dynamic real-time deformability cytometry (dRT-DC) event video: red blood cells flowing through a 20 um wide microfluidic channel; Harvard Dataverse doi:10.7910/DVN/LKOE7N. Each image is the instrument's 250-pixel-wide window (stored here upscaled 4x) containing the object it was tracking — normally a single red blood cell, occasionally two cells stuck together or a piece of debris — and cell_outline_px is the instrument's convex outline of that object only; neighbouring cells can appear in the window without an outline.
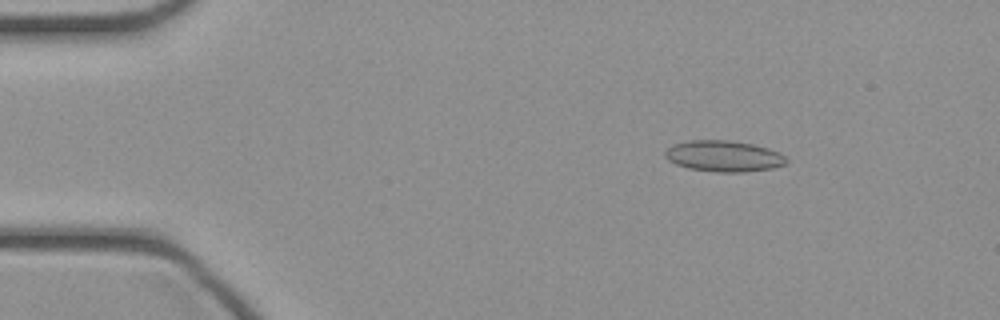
{"species": "common noctule bat (a hibernating species)", "species_latin": "Nyctalus noctula", "temperature_condition": "cold", "stored_images_in_passage": 43, "camera_frame_rate_fps": 3000, "um_per_image_px": 0.085, "animal": {"sex": "female", "body_mass_g": 21.9}, "frame": {"image": 1, "passage_image": 3, "time_ms": 0.667, "image_size_px": [1000, 320], "cell_outline_px": [[788, 160], [784, 164], [772, 168], [744, 172], [716, 172], [688, 168], [676, 164], [668, 160], [664, 156], [664, 152], [672, 144], [688, 140], [728, 140], [752, 144], [768, 148], [780, 152]], "centroid_in_image_um": [61.49, 13.26], "position_along_channel_um": 23.5, "area_um2": 22.02}}
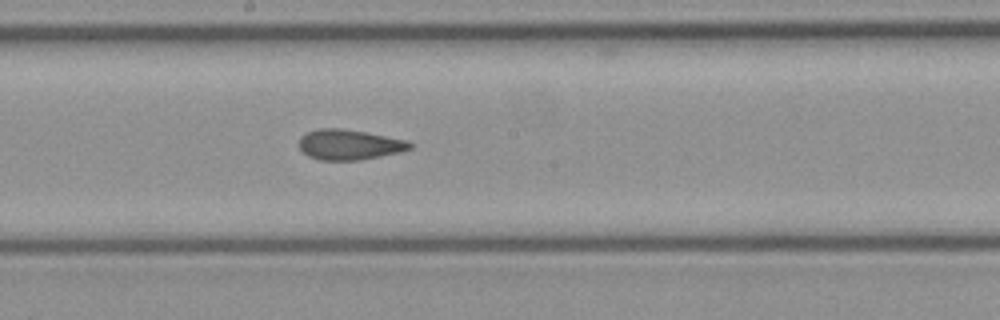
{"frame": {"image": 2, "passage_image": 21, "time_ms": 6.667, "image_size_px": [1000, 320], "cell_outline_px": [[412, 148], [400, 152], [360, 160], [320, 160], [308, 156], [300, 148], [300, 136], [308, 132], [320, 128], [340, 128], [364, 132], [408, 140], [412, 144]], "centroid_in_image_um": [29.7, 12.29], "position_along_channel_um": 218.5, "area_um2": 19.42}}
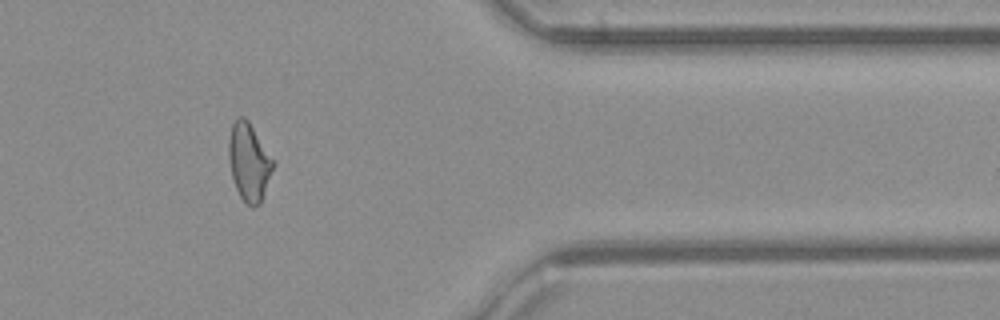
{"frame": {"image": 3, "passage_image": 34, "time_ms": 11.0, "image_size_px": [1000, 320], "cell_outline_px": [[272, 168], [260, 204], [252, 208], [244, 204], [236, 188], [232, 176], [228, 160], [228, 136], [232, 124], [240, 116], [244, 116], [248, 120], [272, 160]], "centroid_in_image_um": [21.1, 13.79], "position_along_channel_um": 390.3, "area_um2": 19.65}}